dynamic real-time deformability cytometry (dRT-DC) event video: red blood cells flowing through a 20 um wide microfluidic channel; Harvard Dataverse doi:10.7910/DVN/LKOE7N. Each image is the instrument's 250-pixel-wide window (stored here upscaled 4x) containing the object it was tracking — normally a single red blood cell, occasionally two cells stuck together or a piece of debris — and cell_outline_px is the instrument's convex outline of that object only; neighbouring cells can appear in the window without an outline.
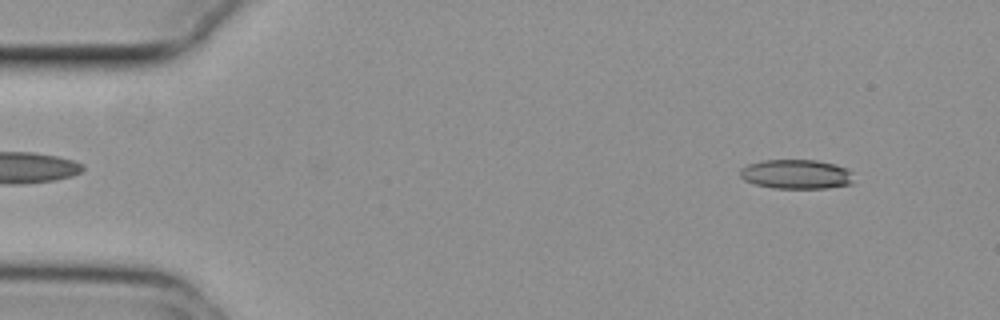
{"species": "common noctule bat (a hibernating species)", "species_latin": "Nyctalus noctula", "temperature_condition": "cold", "stored_images_in_passage": 54, "camera_frame_rate_fps": 3000, "um_per_image_px": 0.085, "animal": {"sex": "female", "body_mass_g": 29.2, "forearm_length_mm": 56.3}, "frame": {"image": 1, "passage_image": 4, "time_ms": 1.0, "image_size_px": [1000, 320], "cell_outline_px": [[852, 184], [828, 188], [772, 188], [756, 184], [744, 180], [740, 176], [740, 168], [748, 164], [764, 160], [816, 160], [836, 164], [852, 172]], "centroid_in_image_um": [67.68, 14.81], "position_along_channel_um": 17.3, "area_um2": 19.48}}
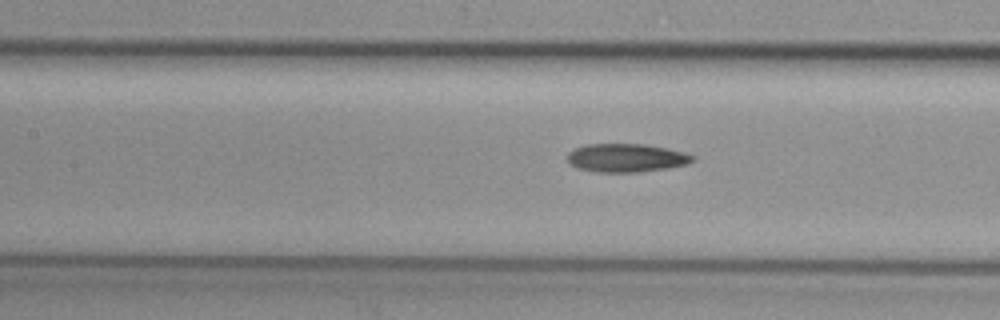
{"frame": {"image": 2, "passage_image": 23, "time_ms": 7.333, "image_size_px": [1000, 320], "cell_outline_px": [[692, 160], [684, 164], [668, 168], [640, 172], [596, 172], [580, 168], [572, 164], [568, 160], [568, 152], [584, 144], [644, 144], [668, 148], [692, 156]], "centroid_in_image_um": [53.18, 13.41], "position_along_channel_um": 154.2, "area_um2": 20.35}}
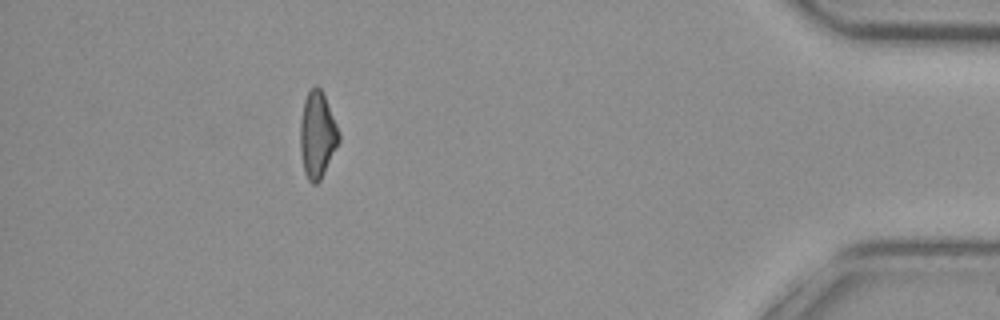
{"frame": {"image": 3, "passage_image": 48, "time_ms": 15.667, "image_size_px": [1000, 320], "cell_outline_px": [[340, 140], [320, 180], [316, 184], [312, 184], [308, 180], [304, 172], [300, 148], [300, 120], [304, 100], [308, 92], [316, 84], [320, 88], [324, 96], [340, 132]], "centroid_in_image_um": [26.96, 11.47], "position_along_channel_um": 408.2, "area_um2": 19.31}, "authors_computed_cell_mechanics": {"area_um2": 20.0855, "velocity_mm_per_s": 3.7442, "shape_relaxation_time_tau1_ms": 11.021, "shape_relaxation_time_tau2_ms": 10.0415, "deformation_change_tau1": 0.2399, "deformation_change_tau2": 0.2254}}